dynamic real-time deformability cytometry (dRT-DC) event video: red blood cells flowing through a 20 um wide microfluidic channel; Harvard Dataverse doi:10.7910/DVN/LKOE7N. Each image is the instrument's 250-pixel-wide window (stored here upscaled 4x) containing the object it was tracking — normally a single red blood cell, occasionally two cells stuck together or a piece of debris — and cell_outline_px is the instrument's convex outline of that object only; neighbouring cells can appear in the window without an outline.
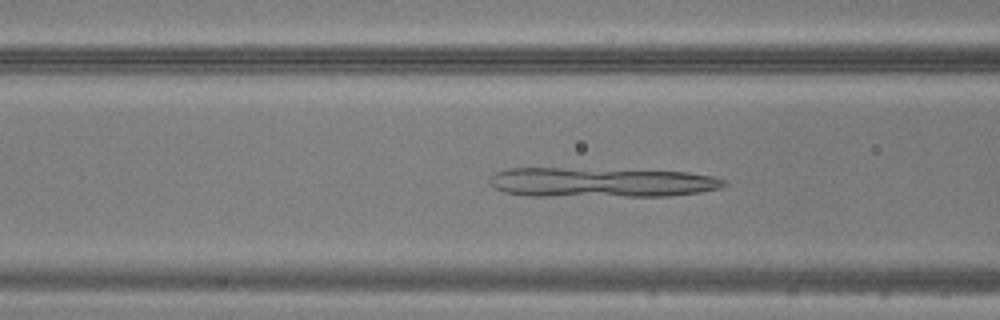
{"species": "common noctule bat (a hibernating species)", "species_latin": "Nyctalus noctula", "temperature_condition": "warm", "stored_images_in_passage": 34, "camera_frame_rate_fps": 3000, "um_per_image_px": 0.085, "animal": {"sex": "male", "body_mass_g": 20.5, "forearm_length_mm": 52.5}, "frame": {"image": 1, "passage_image": 5, "time_ms": 1.333, "image_size_px": [1000, 320], "cell_outline_px": [[728, 184], [720, 188], [700, 192], [668, 196], [528, 196], [504, 192], [496, 188], [488, 180], [496, 172], [508, 168], [560, 168], [688, 172], [712, 176], [728, 180]], "centroid_in_image_um": [51.12, 15.51], "position_along_channel_um": 115.5, "area_um2": 40.58}}
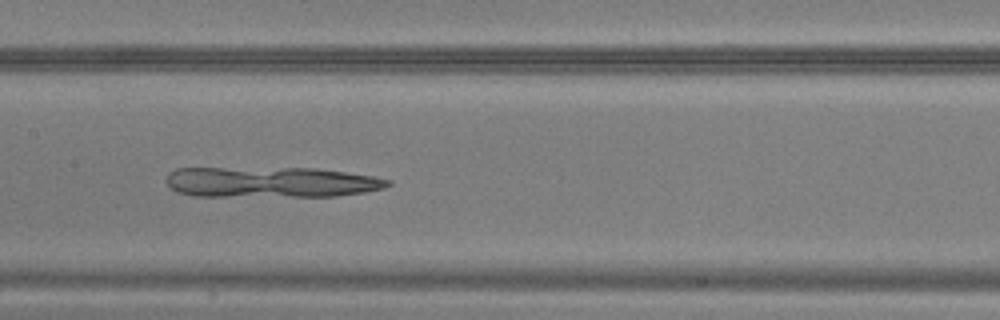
{"frame": {"image": 2, "passage_image": 10, "time_ms": 3.0, "image_size_px": [1000, 320], "cell_outline_px": [[392, 184], [384, 188], [364, 192], [336, 196], [192, 196], [176, 192], [164, 180], [168, 172], [176, 168], [316, 168], [372, 176], [392, 180]], "centroid_in_image_um": [23.0, 15.48], "position_along_channel_um": 184.4, "area_um2": 39.77}}
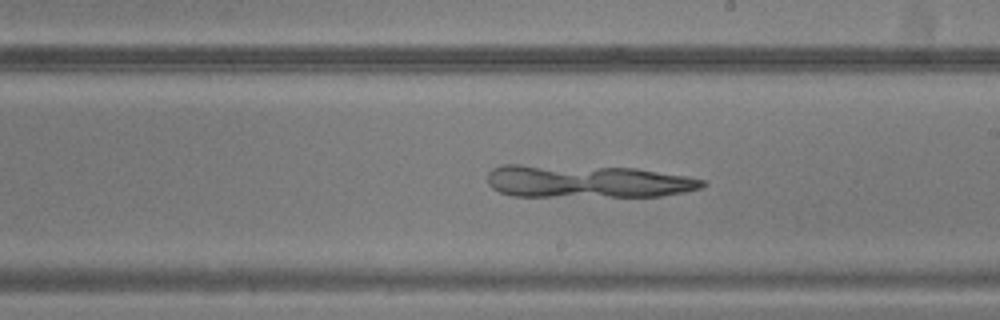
{"frame": {"image": 3, "passage_image": 14, "time_ms": 4.333, "image_size_px": [1000, 320], "cell_outline_px": [[708, 184], [700, 188], [684, 192], [660, 196], [512, 196], [500, 192], [492, 188], [488, 184], [488, 172], [492, 168], [500, 164], [520, 164], [636, 168], [684, 176], [704, 180]], "centroid_in_image_um": [49.85, 15.41], "position_along_channel_um": 239.1, "area_um2": 41.15}}